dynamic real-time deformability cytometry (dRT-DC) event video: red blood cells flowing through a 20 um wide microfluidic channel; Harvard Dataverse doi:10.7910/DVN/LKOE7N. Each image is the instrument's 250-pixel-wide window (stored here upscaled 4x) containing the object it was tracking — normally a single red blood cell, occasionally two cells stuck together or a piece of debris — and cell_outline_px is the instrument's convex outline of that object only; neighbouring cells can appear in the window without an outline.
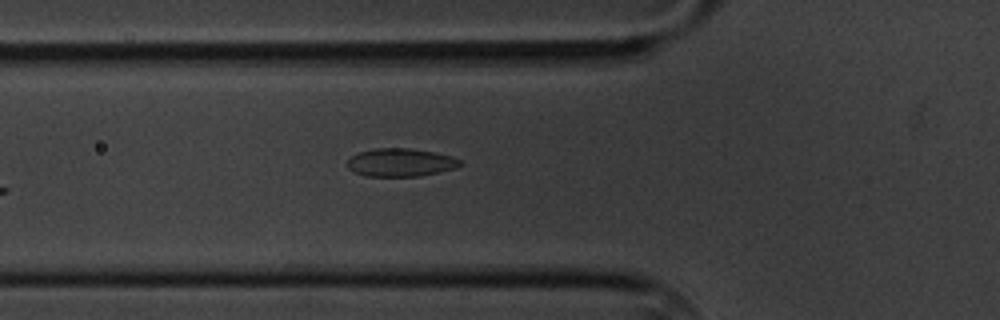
{"species": "common noctule bat (a hibernating species)", "species_latin": "Nyctalus noctula", "temperature_condition": "cold", "stored_images_in_passage": 6, "camera_frame_rate_fps": 3000, "um_per_image_px": 0.085, "animal": {"sex": "male", "body_mass_g": 20.1, "forearm_length_mm": 53.5}, "frame": {"image": 1, "passage_image": 6, "time_ms": 5.667, "image_size_px": [1000, 320], "cell_outline_px": [[460, 164], [456, 168], [420, 176], [368, 176], [356, 172], [348, 168], [348, 160], [356, 152], [376, 148], [408, 148], [432, 152], [452, 156], [460, 160]], "centroid_in_image_um": [34.03, 13.8], "position_along_channel_um": 91.8, "area_um2": 18.26}}